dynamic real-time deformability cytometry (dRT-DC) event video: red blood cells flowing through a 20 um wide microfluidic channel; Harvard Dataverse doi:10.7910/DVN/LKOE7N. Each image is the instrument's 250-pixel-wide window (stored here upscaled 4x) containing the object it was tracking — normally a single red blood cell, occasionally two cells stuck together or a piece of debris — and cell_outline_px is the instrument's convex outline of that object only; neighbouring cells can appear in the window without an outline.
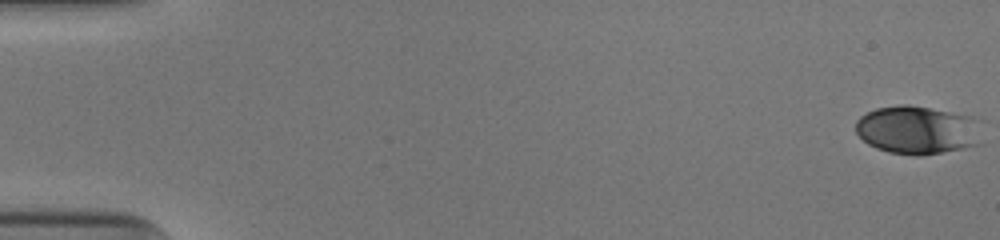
{"species": "human", "species_latin": "Homo sapiens", "temperature_condition": "cold", "stored_images_in_passage": 53, "camera_frame_rate_fps": 3000, "um_per_image_px": 0.085, "donor": {"sex": "male"}, "frame": {"image": 1, "passage_image": 1, "time_ms": 0.0, "image_size_px": [1000, 240], "cell_outline_px": [[984, 120], [980, 144], [964, 148], [920, 156], [916, 156], [888, 152], [876, 148], [868, 144], [856, 132], [856, 120], [860, 116], [876, 108], [900, 104], [908, 104], [976, 116]], "centroid_in_image_um": [78.08, 11.04], "position_along_channel_um": 6.9, "area_um2": 36.47}}
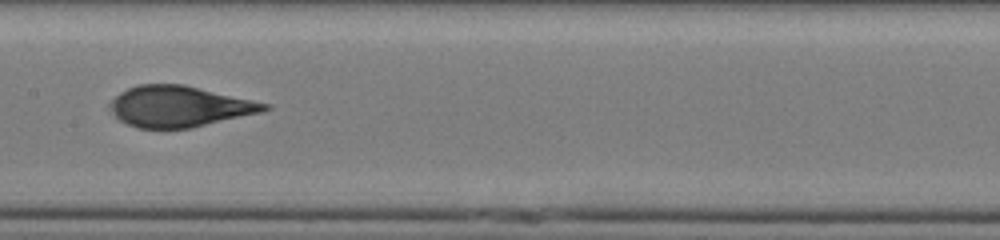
{"frame": {"image": 2, "passage_image": 28, "time_ms": 9.0, "image_size_px": [1000, 240], "cell_outline_px": [[272, 108], [264, 112], [192, 128], [136, 128], [120, 120], [116, 116], [112, 108], [112, 100], [120, 92], [136, 84], [184, 84], [272, 104]], "centroid_in_image_um": [15.33, 9.04], "position_along_channel_um": 192.1, "area_um2": 36.93}}
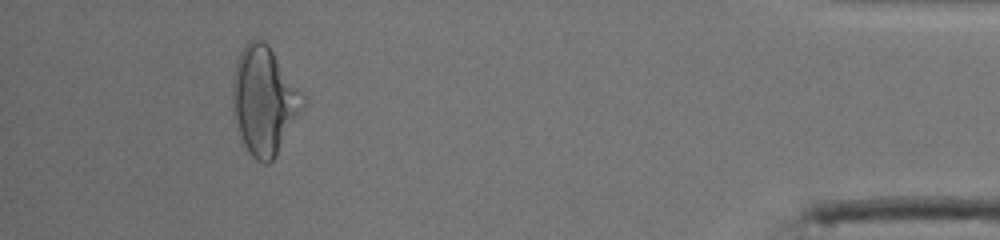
{"frame": {"image": 3, "passage_image": 49, "time_ms": 16.0, "image_size_px": [1000, 240], "cell_outline_px": [[304, 104], [276, 156], [268, 164], [264, 164], [256, 160], [240, 144], [232, 116], [232, 80], [236, 64], [240, 52], [248, 40], [264, 40], [268, 44], [304, 96]], "centroid_in_image_um": [22.38, 8.59], "position_along_channel_um": 412.8, "area_um2": 44.27}, "authors_computed_cell_mechanics": {"area_um2": 36.4718, "velocity_mm_per_s": 3.9677, "shape_relaxation_time_tau1_ms": 5.9859, "shape_relaxation_time_tau2_ms": null, "deformation_change_tau1": 0.2102, "deformation_change_tau2": null}}